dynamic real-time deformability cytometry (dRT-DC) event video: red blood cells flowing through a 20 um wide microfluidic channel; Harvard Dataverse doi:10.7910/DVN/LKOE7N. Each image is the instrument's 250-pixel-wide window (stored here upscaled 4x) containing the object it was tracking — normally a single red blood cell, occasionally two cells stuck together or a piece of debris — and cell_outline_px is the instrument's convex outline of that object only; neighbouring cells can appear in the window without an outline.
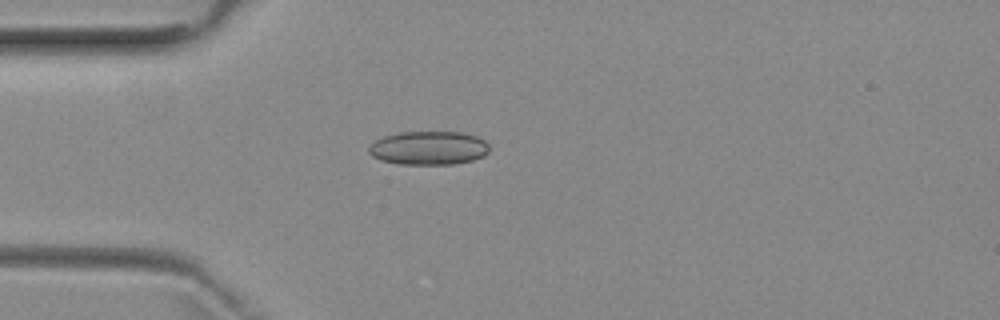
{"species": "common noctule bat (a hibernating species)", "species_latin": "Nyctalus noctula", "temperature_condition": "room temperature", "stored_images_in_passage": 2, "camera_frame_rate_fps": 3000, "um_per_image_px": 0.085, "animal": {"sex": "female", "body_mass_g": 29.2, "forearm_length_mm": 56.3}, "frame": {"image": 1, "passage_image": 2, "time_ms": 1.333, "image_size_px": [1000, 320], "cell_outline_px": [[488, 152], [484, 156], [472, 160], [452, 164], [400, 164], [380, 160], [372, 156], [368, 152], [368, 148], [376, 140], [384, 136], [400, 132], [460, 132], [476, 136], [484, 140], [488, 144]], "centroid_in_image_um": [36.43, 12.58], "position_along_channel_um": 48.6, "area_um2": 23.58}}